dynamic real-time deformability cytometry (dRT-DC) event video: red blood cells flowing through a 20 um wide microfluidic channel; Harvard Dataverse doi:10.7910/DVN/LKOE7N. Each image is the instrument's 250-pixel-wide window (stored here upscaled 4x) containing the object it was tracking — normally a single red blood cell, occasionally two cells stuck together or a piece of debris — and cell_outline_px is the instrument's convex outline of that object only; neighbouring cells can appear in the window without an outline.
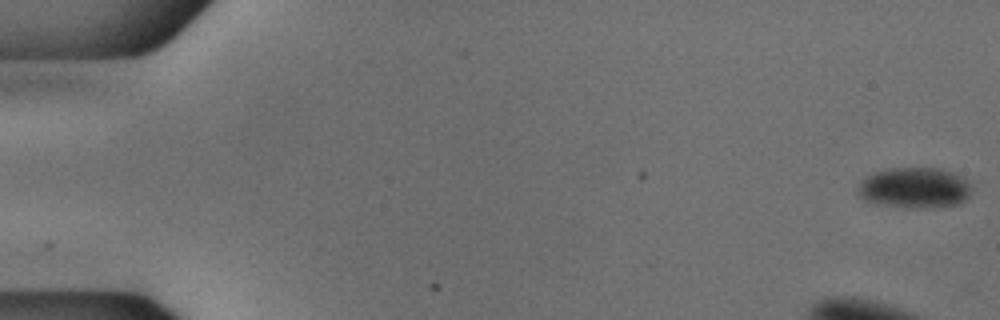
{"species": "common noctule bat (a hibernating species)", "species_latin": "Nyctalus noctula", "temperature_condition": "cold", "stored_images_in_passage": 54, "camera_frame_rate_fps": 3000, "um_per_image_px": 0.085, "animal": {"sex": "male", "body_mass_g": 18.8}, "frame": {"image": 1, "passage_image": 1, "time_ms": 0.0, "image_size_px": [1000, 320], "cell_outline_px": [[972, 188], [968, 196], [964, 200], [956, 204], [932, 208], [896, 208], [872, 204], [864, 200], [856, 192], [856, 188], [864, 176], [872, 172], [892, 168], [940, 168], [952, 172], [960, 176], [972, 184]], "centroid_in_image_um": [77.66, 15.98], "position_along_channel_um": 7.3, "area_um2": 27.69}}